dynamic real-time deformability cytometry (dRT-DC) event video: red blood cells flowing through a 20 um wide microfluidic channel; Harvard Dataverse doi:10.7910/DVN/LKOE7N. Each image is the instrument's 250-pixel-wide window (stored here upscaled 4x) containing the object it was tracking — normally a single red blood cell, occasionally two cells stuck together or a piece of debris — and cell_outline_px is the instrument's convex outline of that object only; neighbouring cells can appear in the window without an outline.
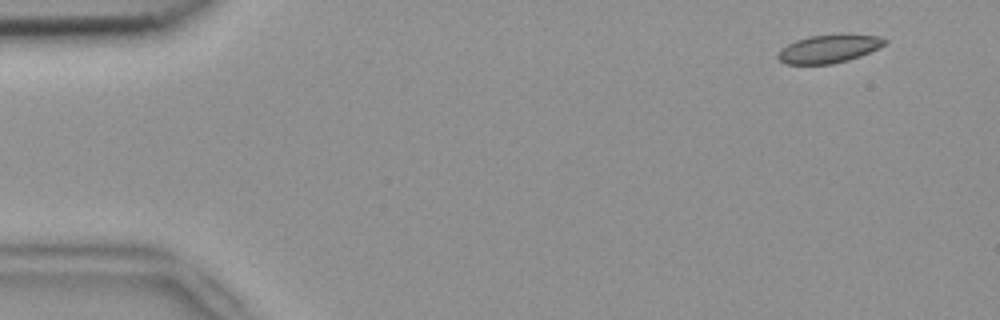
{"species": "common noctule bat (a hibernating species)", "species_latin": "Nyctalus noctula", "temperature_condition": "room temperature", "stored_images_in_passage": 5, "camera_frame_rate_fps": 3000, "um_per_image_px": 0.085, "animal": {"sex": "female", "body_mass_g": 18.4}, "frame": {"image": 1, "passage_image": 1, "time_ms": 0.0, "image_size_px": [1000, 320], "cell_outline_px": [[888, 44], [860, 56], [848, 60], [832, 64], [784, 64], [776, 56], [788, 44], [796, 40], [812, 36], [880, 36], [888, 40]], "centroid_in_image_um": [70.47, 4.18], "position_along_channel_um": 14.5, "area_um2": 16.94}}
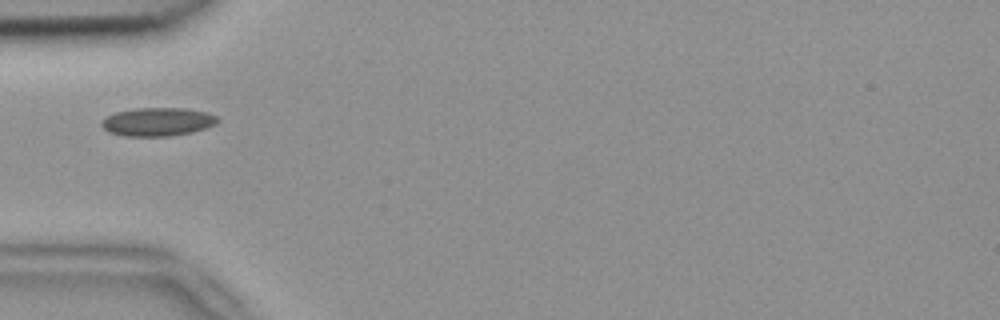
{"frame": {"image": 2, "passage_image": 5, "time_ms": 1.333, "image_size_px": [1000, 320], "cell_outline_px": [[220, 120], [216, 124], [192, 132], [168, 136], [124, 136], [108, 132], [100, 124], [100, 120], [116, 112], [136, 108], [184, 108], [208, 112], [216, 116]], "centroid_in_image_um": [13.39, 10.35], "position_along_channel_um": 71.6, "area_um2": 19.25}}